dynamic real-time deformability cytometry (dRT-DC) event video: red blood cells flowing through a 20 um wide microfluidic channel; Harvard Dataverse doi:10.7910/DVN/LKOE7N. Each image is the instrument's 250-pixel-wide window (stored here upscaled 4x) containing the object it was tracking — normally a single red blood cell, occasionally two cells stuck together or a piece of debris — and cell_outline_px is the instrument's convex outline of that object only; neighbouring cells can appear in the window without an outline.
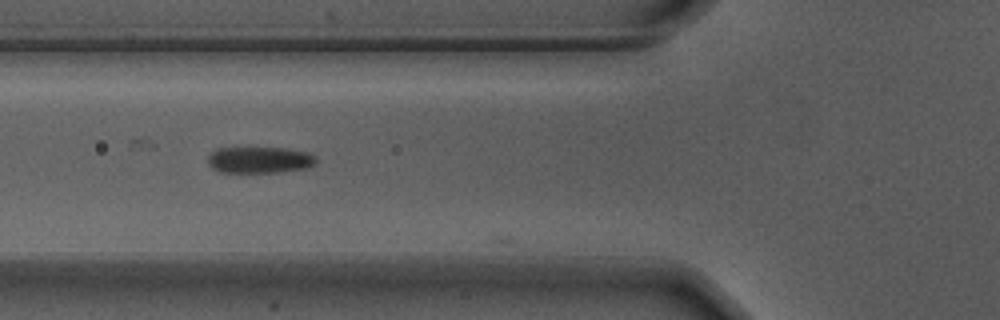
{"species": "Egyptian fruit bat (a non-hibernating species)", "species_latin": "Rousettus aegyptiacus", "temperature_condition": "warm", "stored_images_in_passage": 24, "camera_frame_rate_fps": 3000, "um_per_image_px": 0.085, "animal": {"sex": "male"}, "frame": {"image": 1, "passage_image": 7, "time_ms": 2.0, "image_size_px": [1000, 320], "cell_outline_px": [[316, 164], [308, 168], [280, 172], [220, 172], [212, 168], [208, 164], [208, 156], [216, 148], [284, 148], [308, 152], [316, 156]], "centroid_in_image_um": [22.08, 13.59], "position_along_channel_um": 103.7, "area_um2": 16.76}}
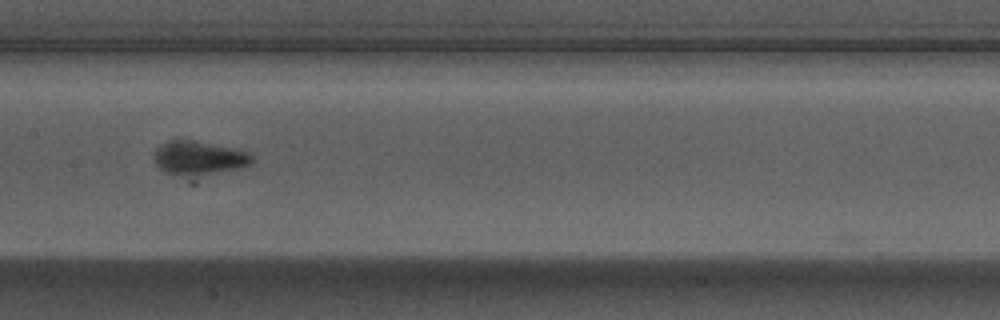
{"frame": {"image": 2, "passage_image": 14, "time_ms": 4.333, "image_size_px": [1000, 320], "cell_outline_px": [[252, 164], [236, 168], [216, 172], [184, 176], [176, 176], [164, 172], [156, 164], [152, 156], [152, 152], [156, 148], [168, 140], [176, 136], [196, 140], [248, 152], [252, 156]], "centroid_in_image_um": [16.78, 13.38], "position_along_channel_um": 190.6, "area_um2": 19.54}}
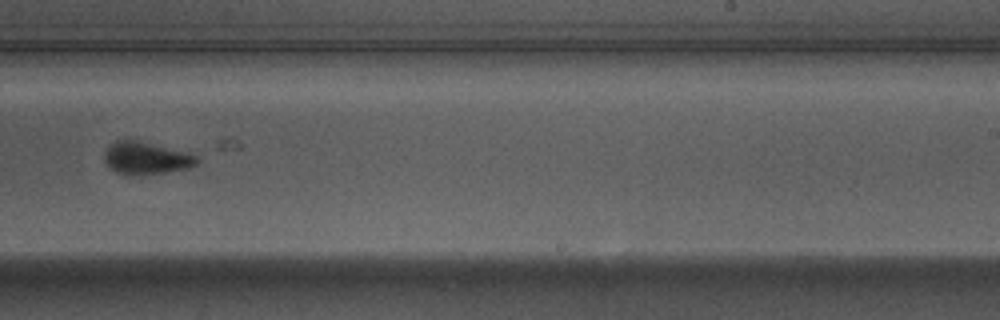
{"frame": {"image": 3, "passage_image": 21, "time_ms": 6.667, "image_size_px": [1000, 320], "cell_outline_px": [[200, 160], [196, 164], [188, 168], [140, 176], [128, 176], [116, 172], [104, 160], [104, 152], [116, 140], [136, 140], [188, 152], [196, 156]], "centroid_in_image_um": [12.42, 13.46], "position_along_channel_um": 276.6, "area_um2": 17.46}}